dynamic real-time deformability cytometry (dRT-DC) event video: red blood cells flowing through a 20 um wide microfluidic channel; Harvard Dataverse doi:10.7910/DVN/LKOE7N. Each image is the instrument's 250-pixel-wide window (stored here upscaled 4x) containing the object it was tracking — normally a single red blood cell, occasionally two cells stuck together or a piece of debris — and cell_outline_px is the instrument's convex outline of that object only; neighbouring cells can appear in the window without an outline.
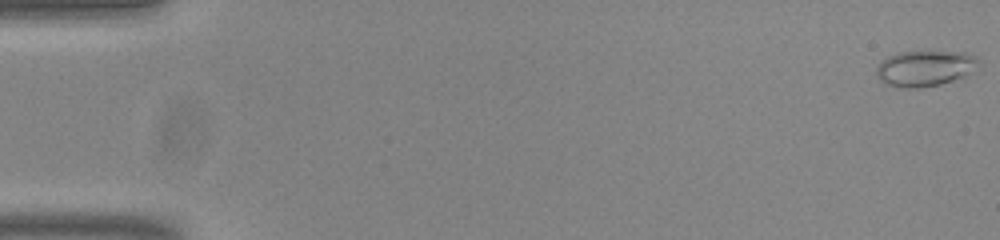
{"species": "common noctule bat (a hibernating species)", "species_latin": "Nyctalus noctula", "temperature_condition": "room temperature", "stored_images_in_passage": 10, "camera_frame_rate_fps": 3000, "um_per_image_px": 0.085, "animal": {"sex": "male", "body_mass_g": 20.0, "forearm_length_mm": 53.3}, "frame": {"image": 1, "passage_image": 1, "time_ms": 0.0, "image_size_px": [1000, 240], "cell_outline_px": [[976, 60], [968, 72], [964, 76], [940, 84], [920, 88], [904, 88], [888, 84], [880, 80], [876, 72], [876, 68], [888, 56], [900, 52], [964, 52], [976, 56]], "centroid_in_image_um": [78.54, 5.81], "position_along_channel_um": 6.5, "area_um2": 20.52}}